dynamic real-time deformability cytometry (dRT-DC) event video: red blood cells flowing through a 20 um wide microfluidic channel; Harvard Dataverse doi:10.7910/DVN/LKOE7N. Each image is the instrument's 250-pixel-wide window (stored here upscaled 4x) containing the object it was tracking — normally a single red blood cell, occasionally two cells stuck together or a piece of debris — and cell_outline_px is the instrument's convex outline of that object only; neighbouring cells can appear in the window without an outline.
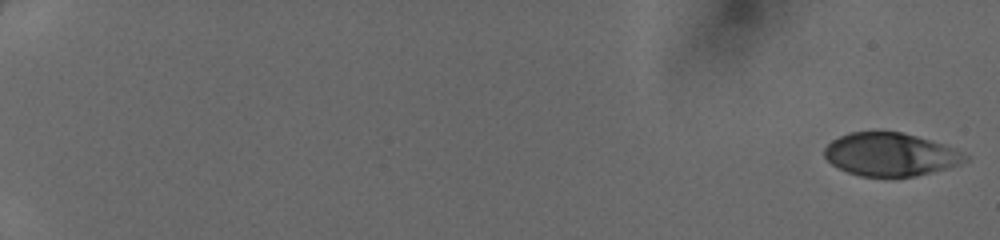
{"species": "human", "species_latin": "Homo sapiens", "temperature_condition": "cold", "stored_images_in_passage": 50, "camera_frame_rate_fps": 3000, "um_per_image_px": 0.085, "donor": {"sex": "female"}, "frame": {"image": 1, "passage_image": 1, "time_ms": 0.0, "image_size_px": [1000, 240], "cell_outline_px": [[968, 160], [960, 164], [948, 168], [916, 176], [860, 176], [848, 172], [832, 164], [824, 156], [824, 148], [832, 140], [848, 132], [900, 132], [916, 136], [956, 148], [968, 156]], "centroid_in_image_um": [75.7, 13.13], "position_along_channel_um": 9.3, "area_um2": 35.14}}
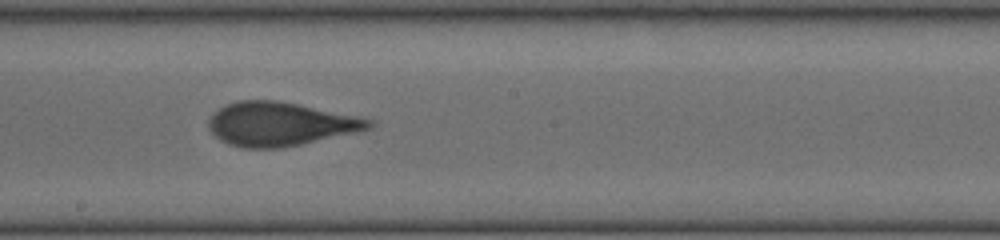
{"frame": {"image": 2, "passage_image": 31, "time_ms": 10.0, "image_size_px": [1000, 240], "cell_outline_px": [[372, 128], [300, 144], [276, 148], [244, 148], [228, 144], [216, 136], [208, 128], [208, 120], [220, 108], [228, 104], [240, 100], [276, 100], [356, 116], [372, 120]], "centroid_in_image_um": [23.77, 10.54], "position_along_channel_um": 224.4, "area_um2": 40.0}}
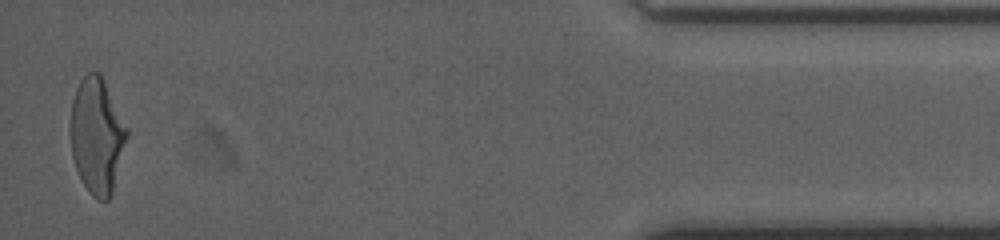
{"frame": {"image": 3, "passage_image": 49, "time_ms": 16.0, "image_size_px": [1000, 240], "cell_outline_px": [[128, 136], [112, 192], [108, 200], [100, 200], [92, 196], [88, 192], [76, 168], [72, 156], [68, 128], [72, 100], [76, 88], [80, 80], [88, 72], [100, 72], [128, 128]], "centroid_in_image_um": [8.21, 11.51], "position_along_channel_um": 427.0, "area_um2": 38.32}}